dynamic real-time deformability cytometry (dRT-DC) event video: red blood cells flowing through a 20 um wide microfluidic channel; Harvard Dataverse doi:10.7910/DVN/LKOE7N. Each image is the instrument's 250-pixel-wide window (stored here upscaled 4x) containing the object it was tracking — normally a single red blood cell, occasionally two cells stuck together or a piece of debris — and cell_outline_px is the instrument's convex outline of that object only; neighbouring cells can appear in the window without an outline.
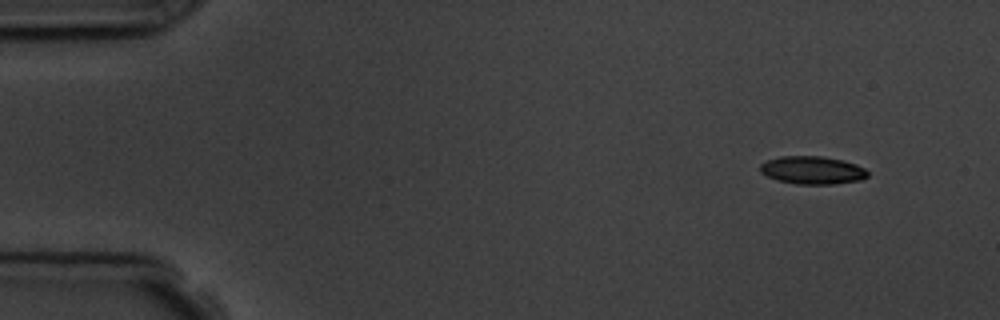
{"species": "common noctule bat (a hibernating species)", "species_latin": "Nyctalus noctula", "temperature_condition": "room temperature", "stored_images_in_passage": 4, "camera_frame_rate_fps": 3000, "um_per_image_px": 0.085, "animal": {"sex": "male", "body_mass_g": 19.5, "forearm_length_mm": 54.6}, "frame": {"image": 1, "passage_image": 1, "time_ms": 0.0, "image_size_px": [1000, 320], "cell_outline_px": [[868, 176], [860, 180], [832, 184], [796, 184], [776, 180], [760, 172], [760, 164], [768, 160], [780, 156], [824, 156], [844, 160], [856, 164], [864, 168], [868, 172]], "centroid_in_image_um": [69.05, 14.46], "position_along_channel_um": 15.9, "area_um2": 17.57}}
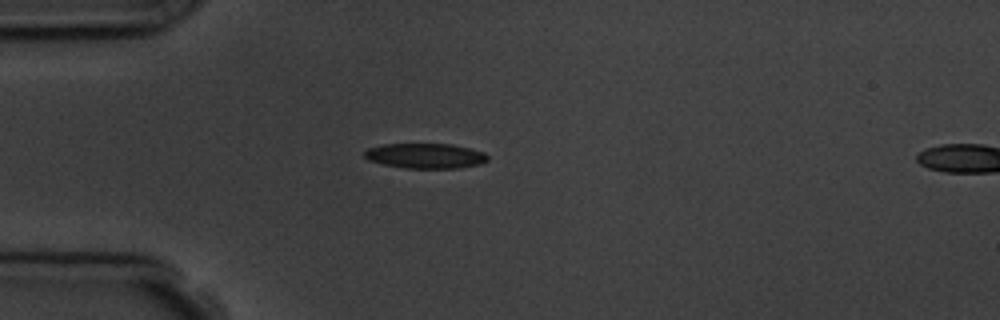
{"frame": {"image": 2, "passage_image": 3, "time_ms": 3.333, "image_size_px": [1000, 320], "cell_outline_px": [[488, 160], [480, 164], [460, 168], [404, 168], [384, 164], [368, 160], [364, 156], [364, 152], [368, 148], [384, 144], [452, 144], [484, 152], [488, 156]], "centroid_in_image_um": [36.16, 13.25], "position_along_channel_um": 48.8, "area_um2": 17.98}}